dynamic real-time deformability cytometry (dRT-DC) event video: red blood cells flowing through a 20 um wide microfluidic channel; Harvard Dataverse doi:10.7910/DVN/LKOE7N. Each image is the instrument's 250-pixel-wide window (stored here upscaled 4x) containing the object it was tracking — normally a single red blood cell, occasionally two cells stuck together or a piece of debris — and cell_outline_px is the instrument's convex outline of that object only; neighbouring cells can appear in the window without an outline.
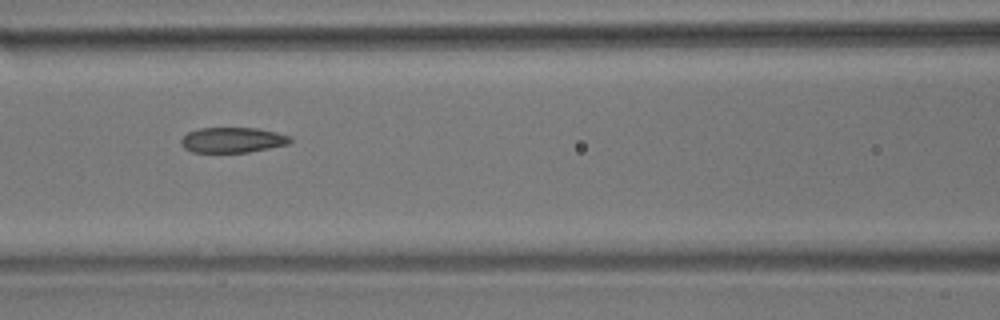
{"species": "common noctule bat (a hibernating species)", "species_latin": "Nyctalus noctula", "temperature_condition": "room temperature", "stored_images_in_passage": 9, "camera_frame_rate_fps": 3000, "um_per_image_px": 0.085, "animal": {"sex": "male", "body_mass_g": 17.9}, "frame": {"image": 1, "passage_image": 6, "time_ms": 5.667, "image_size_px": [1000, 320], "cell_outline_px": [[292, 140], [288, 144], [248, 152], [192, 152], [184, 148], [180, 144], [180, 140], [188, 132], [200, 128], [256, 128], [276, 132], [292, 136]], "centroid_in_image_um": [19.76, 11.9], "position_along_channel_um": 146.8, "area_um2": 16.07}}
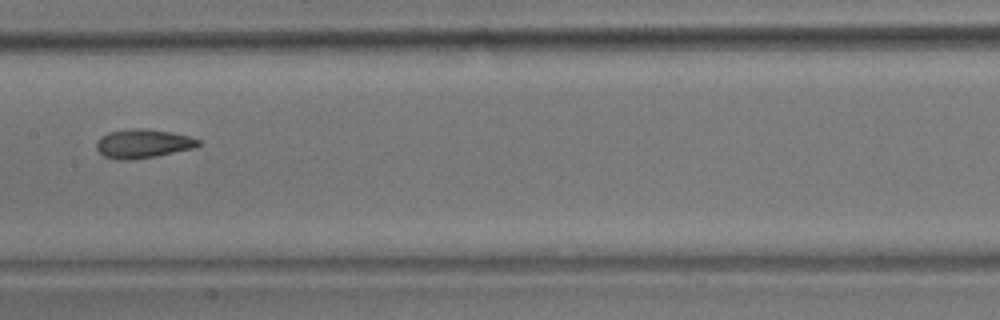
{"frame": {"image": 2, "passage_image": 7, "time_ms": 7.0, "image_size_px": [1000, 320], "cell_outline_px": [[200, 144], [192, 148], [156, 156], [128, 160], [120, 160], [104, 156], [96, 148], [96, 144], [100, 136], [108, 132], [128, 128], [144, 128], [168, 132], [188, 136], [200, 140]], "centroid_in_image_um": [12.1, 12.2], "position_along_channel_um": 195.3, "area_um2": 16.99}}